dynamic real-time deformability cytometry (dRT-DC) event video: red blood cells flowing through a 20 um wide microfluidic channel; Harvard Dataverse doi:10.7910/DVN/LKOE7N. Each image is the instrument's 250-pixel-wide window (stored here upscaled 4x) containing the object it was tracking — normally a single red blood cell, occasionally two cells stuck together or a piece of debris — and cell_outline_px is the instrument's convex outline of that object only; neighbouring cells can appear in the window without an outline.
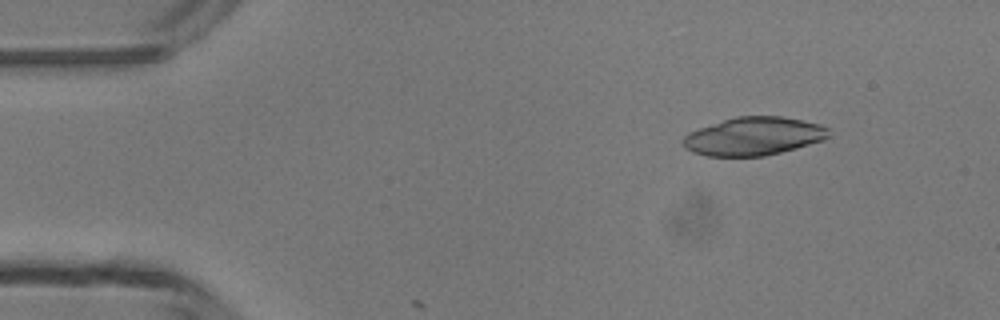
{"species": "common noctule bat (a hibernating species)", "species_latin": "Nyctalus noctula", "temperature_condition": "room temperature", "stored_images_in_passage": 8, "camera_frame_rate_fps": 3000, "um_per_image_px": 0.085, "animal": {"sex": "male", "body_mass_g": 13.3}, "frame": {"image": 1, "passage_image": 6, "time_ms": 1.667, "image_size_px": [1000, 320], "cell_outline_px": [[832, 136], [824, 140], [796, 148], [764, 156], [708, 156], [692, 152], [684, 148], [680, 140], [688, 132], [736, 116], [780, 116], [804, 120], [820, 124], [828, 128]], "centroid_in_image_um": [64.07, 11.58], "position_along_channel_um": 20.9, "area_um2": 32.6}}